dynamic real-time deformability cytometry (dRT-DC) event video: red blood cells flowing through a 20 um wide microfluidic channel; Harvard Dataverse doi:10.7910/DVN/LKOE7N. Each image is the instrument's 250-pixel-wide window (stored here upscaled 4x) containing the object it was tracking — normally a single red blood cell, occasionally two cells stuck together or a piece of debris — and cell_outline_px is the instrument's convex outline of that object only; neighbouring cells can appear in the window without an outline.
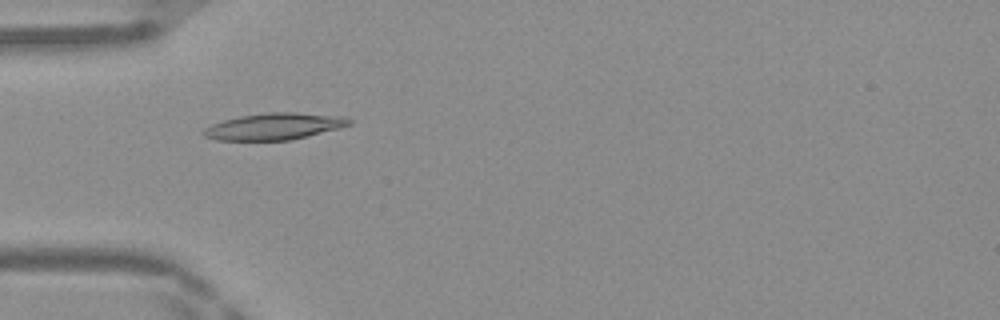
{"species": "Egyptian fruit bat (a non-hibernating species)", "species_latin": "Rousettus aegyptiacus", "temperature_condition": "warm", "stored_images_in_passage": 43, "camera_frame_rate_fps": 3000, "um_per_image_px": 0.085, "frame": {"image": 1, "passage_image": 10, "time_ms": 3.0, "image_size_px": [1000, 320], "cell_outline_px": [[352, 124], [340, 128], [288, 140], [216, 140], [204, 136], [200, 132], [204, 128], [212, 124], [224, 120], [240, 116], [268, 112], [296, 112], [340, 116], [352, 120]], "centroid_in_image_um": [23.28, 10.74], "position_along_channel_um": 61.7, "area_um2": 22.48}}
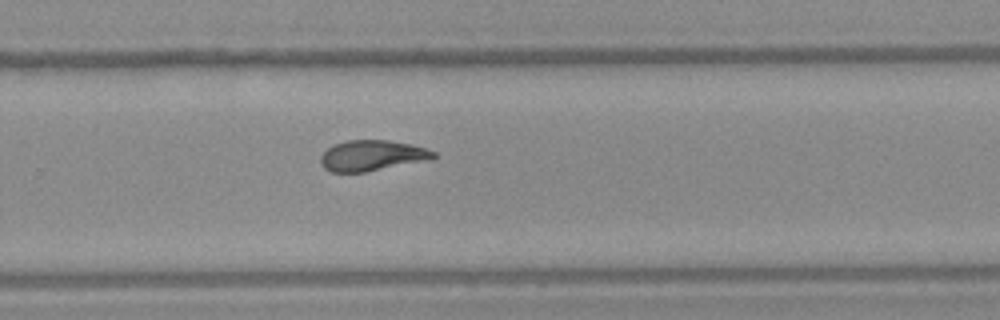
{"frame": {"image": 2, "passage_image": 27, "time_ms": 8.667, "image_size_px": [1000, 320], "cell_outline_px": [[436, 156], [432, 160], [364, 172], [332, 172], [324, 168], [320, 164], [320, 156], [332, 144], [348, 140], [388, 140], [412, 144], [436, 152]], "centroid_in_image_um": [31.63, 13.22], "position_along_channel_um": 298.2, "area_um2": 20.35}}
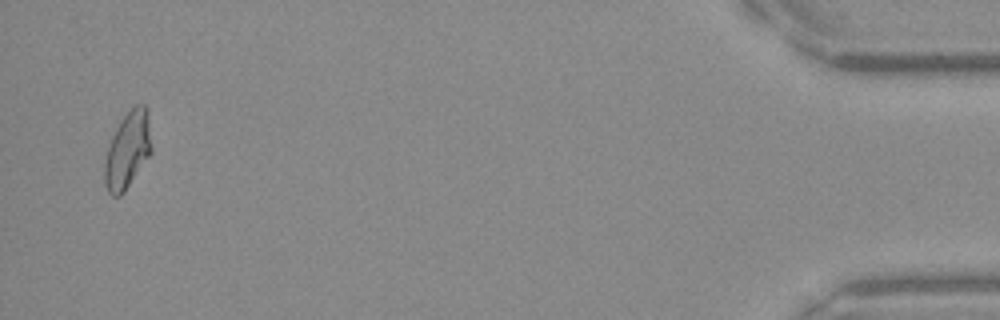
{"frame": {"image": 3, "passage_image": 42, "time_ms": 13.667, "image_size_px": [1000, 320], "cell_outline_px": [[152, 152], [124, 192], [120, 196], [112, 196], [108, 192], [104, 184], [104, 164], [108, 148], [112, 136], [120, 120], [136, 104], [144, 104], [148, 108], [152, 144]], "centroid_in_image_um": [10.87, 12.75], "position_along_channel_um": 424.3, "area_um2": 21.1}, "authors_computed_cell_mechanics": {"area_um2": 20.7502, "velocity_mm_per_s": 4.2021, "shape_relaxation_time_tau1_ms": 10.7765, "shape_relaxation_time_tau2_ms": 1.5116, "deformation_change_tau1": 0.2925, "deformation_change_tau2": 0.0792}}